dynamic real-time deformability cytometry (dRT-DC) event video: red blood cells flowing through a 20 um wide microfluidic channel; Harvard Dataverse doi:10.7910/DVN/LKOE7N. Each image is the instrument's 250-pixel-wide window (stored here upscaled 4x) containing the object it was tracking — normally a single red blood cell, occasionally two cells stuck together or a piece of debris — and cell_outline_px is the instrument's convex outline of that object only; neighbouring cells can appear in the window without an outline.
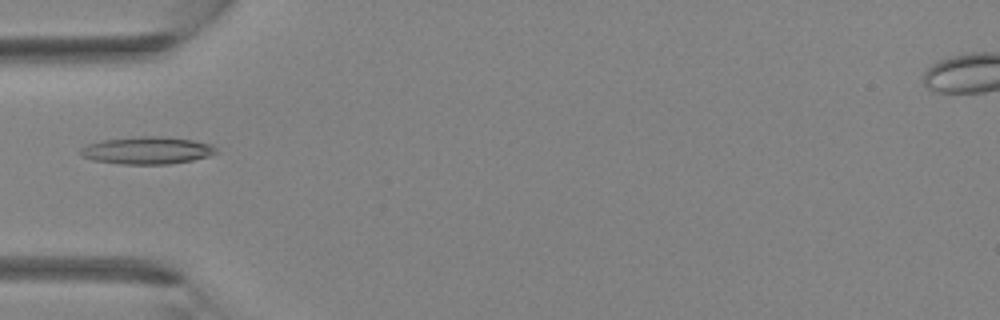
{"species": "Egyptian fruit bat (a non-hibernating species)", "species_latin": "Rousettus aegyptiacus", "temperature_condition": "room temperature", "stored_images_in_passage": 1, "camera_frame_rate_fps": 3000, "um_per_image_px": 0.085, "animal": {"sex": "female"}, "frame": {"image": 1, "passage_image": 1, "time_ms": 0.0, "image_size_px": [1000, 320], "cell_outline_px": [[216, 152], [208, 156], [192, 160], [168, 164], [120, 164], [92, 160], [80, 156], [80, 148], [88, 144], [104, 140], [132, 136], [168, 136], [192, 140], [212, 144], [216, 148]], "centroid_in_image_um": [12.48, 12.77], "position_along_channel_um": 72.5, "area_um2": 21.79}}